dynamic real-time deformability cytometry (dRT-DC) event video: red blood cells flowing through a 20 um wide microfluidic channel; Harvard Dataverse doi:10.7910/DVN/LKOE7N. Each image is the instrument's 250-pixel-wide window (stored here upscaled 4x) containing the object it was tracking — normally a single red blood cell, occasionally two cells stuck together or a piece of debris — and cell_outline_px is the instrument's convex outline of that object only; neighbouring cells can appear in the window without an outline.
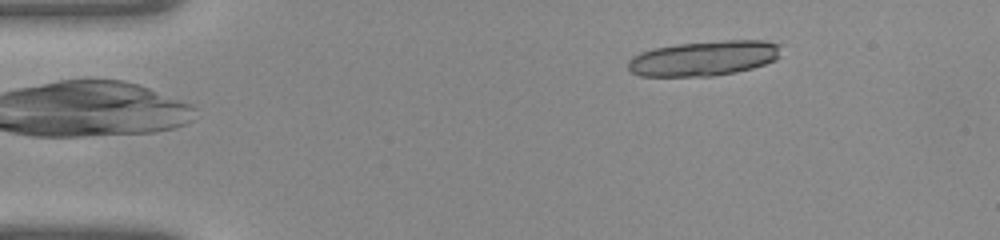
{"species": "common noctule bat (a hibernating species)", "species_latin": "Nyctalus noctula", "temperature_condition": "warm", "stored_images_in_passage": 10, "camera_frame_rate_fps": 3000, "um_per_image_px": 0.085, "animal": {"sex": "female", "body_mass_g": 22.0, "forearm_length_mm": 56.7}, "frame": {"image": 1, "passage_image": 1, "time_ms": 0.0, "image_size_px": [1000, 240], "cell_outline_px": [[780, 56], [776, 60], [752, 68], [736, 72], [712, 76], [640, 76], [632, 72], [628, 68], [628, 60], [632, 56], [640, 52], [652, 48], [676, 44], [720, 40], [764, 40], [780, 44]], "centroid_in_image_um": [59.83, 4.94], "position_along_channel_um": 25.2, "area_um2": 31.5}}